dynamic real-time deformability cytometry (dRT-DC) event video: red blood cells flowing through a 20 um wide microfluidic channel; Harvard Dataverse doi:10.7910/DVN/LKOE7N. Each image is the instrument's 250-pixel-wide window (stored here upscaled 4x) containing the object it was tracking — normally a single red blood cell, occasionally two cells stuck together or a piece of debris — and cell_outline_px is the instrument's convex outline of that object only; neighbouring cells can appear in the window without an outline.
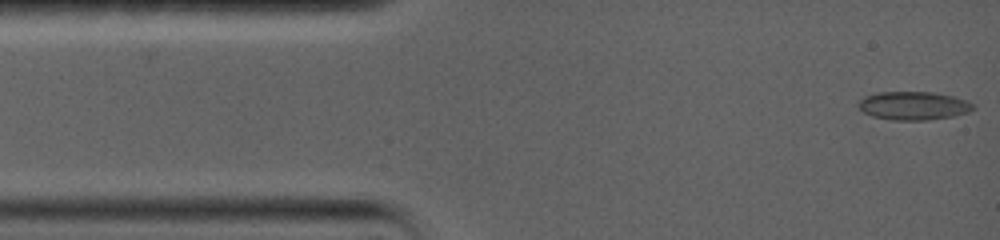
{"species": "common noctule bat (a hibernating species)", "species_latin": "Nyctalus noctula", "temperature_condition": "warm", "stored_images_in_passage": 33, "camera_frame_rate_fps": 5000, "um_per_image_px": 0.085, "animal": {"sex": "female", "body_mass_g": 19.0, "forearm_length_mm": 56.7}, "frame": {"image": 1, "passage_image": 1, "time_ms": 0.0, "image_size_px": [1000, 240], "cell_outline_px": [[976, 104], [968, 112], [952, 116], [928, 120], [892, 120], [872, 116], [864, 112], [860, 108], [860, 100], [864, 96], [876, 92], [932, 92], [952, 96]], "centroid_in_image_um": [77.63, 8.98], "position_along_channel_um": 7.4, "area_um2": 18.79}}
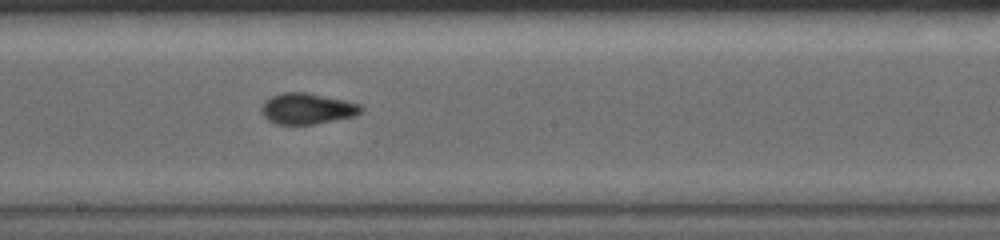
{"frame": {"image": 2, "passage_image": 19, "time_ms": 7.8, "image_size_px": [1000, 240], "cell_outline_px": [[364, 112], [356, 116], [316, 124], [276, 124], [268, 120], [260, 112], [260, 108], [264, 100], [280, 92], [304, 92], [344, 100], [360, 104], [364, 108]], "centroid_in_image_um": [26.11, 9.24], "position_along_channel_um": 222.1, "area_um2": 18.21}}
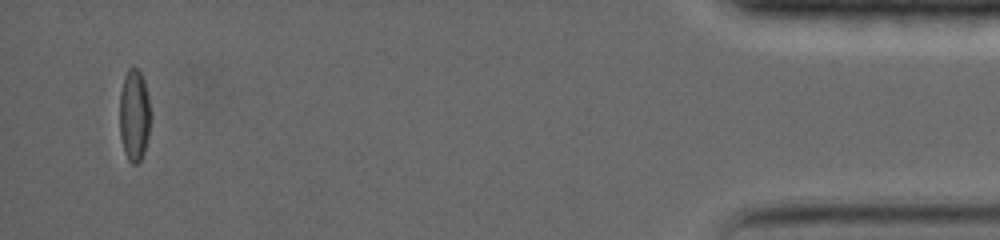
{"frame": {"image": 3, "passage_image": 32, "time_ms": 16.0, "image_size_px": [1000, 240], "cell_outline_px": [[148, 136], [144, 152], [140, 160], [136, 164], [132, 164], [128, 160], [124, 152], [120, 136], [120, 92], [124, 76], [128, 68], [136, 68], [140, 72], [144, 80], [148, 96]], "centroid_in_image_um": [11.38, 9.8], "position_along_channel_um": 423.8, "area_um2": 16.24}, "authors_computed_cell_mechanics": {"area_um2": 17.3978, "velocity_mm_per_s": 3.7095, "shape_relaxation_time_tau1_ms": 8.5879, "shape_relaxation_time_tau2_ms": 1.2284, "deformation_change_tau1": 0.2227, "deformation_change_tau2": 0.0643}}